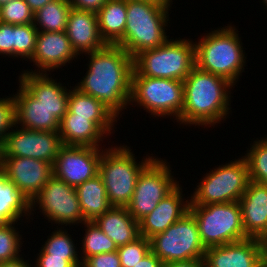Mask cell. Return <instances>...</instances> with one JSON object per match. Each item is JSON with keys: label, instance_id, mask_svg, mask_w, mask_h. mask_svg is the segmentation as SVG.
Returning <instances> with one entry per match:
<instances>
[{"label": "cell", "instance_id": "6da1fadb", "mask_svg": "<svg viewBox=\"0 0 267 267\" xmlns=\"http://www.w3.org/2000/svg\"><path fill=\"white\" fill-rule=\"evenodd\" d=\"M86 55V75L75 87L101 101L119 119L129 105L133 58L122 47L110 44Z\"/></svg>", "mask_w": 267, "mask_h": 267}, {"label": "cell", "instance_id": "7a4b0ae2", "mask_svg": "<svg viewBox=\"0 0 267 267\" xmlns=\"http://www.w3.org/2000/svg\"><path fill=\"white\" fill-rule=\"evenodd\" d=\"M223 77L195 67L184 80V106L177 122L185 126H215L227 119L231 88Z\"/></svg>", "mask_w": 267, "mask_h": 267}, {"label": "cell", "instance_id": "3957f363", "mask_svg": "<svg viewBox=\"0 0 267 267\" xmlns=\"http://www.w3.org/2000/svg\"><path fill=\"white\" fill-rule=\"evenodd\" d=\"M237 28L232 25L205 33L195 42L196 67L228 80L235 87L246 62Z\"/></svg>", "mask_w": 267, "mask_h": 267}, {"label": "cell", "instance_id": "277c9868", "mask_svg": "<svg viewBox=\"0 0 267 267\" xmlns=\"http://www.w3.org/2000/svg\"><path fill=\"white\" fill-rule=\"evenodd\" d=\"M170 9L150 1L127 0L126 28L118 46L134 58L144 50L164 44L169 39L165 27Z\"/></svg>", "mask_w": 267, "mask_h": 267}, {"label": "cell", "instance_id": "5b68a950", "mask_svg": "<svg viewBox=\"0 0 267 267\" xmlns=\"http://www.w3.org/2000/svg\"><path fill=\"white\" fill-rule=\"evenodd\" d=\"M147 156L138 163L132 149L125 144L119 147L112 145L103 150L98 174L102 177L112 206L126 207L130 203L138 175L155 158L153 155Z\"/></svg>", "mask_w": 267, "mask_h": 267}, {"label": "cell", "instance_id": "8992f818", "mask_svg": "<svg viewBox=\"0 0 267 267\" xmlns=\"http://www.w3.org/2000/svg\"><path fill=\"white\" fill-rule=\"evenodd\" d=\"M196 67L195 44L180 37L168 39L154 49H147L133 58L131 76L176 79L184 81Z\"/></svg>", "mask_w": 267, "mask_h": 267}, {"label": "cell", "instance_id": "52a82bcc", "mask_svg": "<svg viewBox=\"0 0 267 267\" xmlns=\"http://www.w3.org/2000/svg\"><path fill=\"white\" fill-rule=\"evenodd\" d=\"M200 239L205 248L221 246L248 238L242 225L239 201L207 205H190Z\"/></svg>", "mask_w": 267, "mask_h": 267}, {"label": "cell", "instance_id": "ba28073f", "mask_svg": "<svg viewBox=\"0 0 267 267\" xmlns=\"http://www.w3.org/2000/svg\"><path fill=\"white\" fill-rule=\"evenodd\" d=\"M136 104L153 117L173 116L178 121L184 106V81L131 76L129 106Z\"/></svg>", "mask_w": 267, "mask_h": 267}, {"label": "cell", "instance_id": "9c48e42d", "mask_svg": "<svg viewBox=\"0 0 267 267\" xmlns=\"http://www.w3.org/2000/svg\"><path fill=\"white\" fill-rule=\"evenodd\" d=\"M191 195L190 205L239 201L250 181L245 158L219 165L204 175Z\"/></svg>", "mask_w": 267, "mask_h": 267}, {"label": "cell", "instance_id": "30bf717a", "mask_svg": "<svg viewBox=\"0 0 267 267\" xmlns=\"http://www.w3.org/2000/svg\"><path fill=\"white\" fill-rule=\"evenodd\" d=\"M149 240L151 251L163 264L204 259L206 248L200 239L197 222L190 212Z\"/></svg>", "mask_w": 267, "mask_h": 267}, {"label": "cell", "instance_id": "8fae6325", "mask_svg": "<svg viewBox=\"0 0 267 267\" xmlns=\"http://www.w3.org/2000/svg\"><path fill=\"white\" fill-rule=\"evenodd\" d=\"M166 161L154 158L138 175L133 196L126 206L130 215L138 222L179 185Z\"/></svg>", "mask_w": 267, "mask_h": 267}, {"label": "cell", "instance_id": "7c38bea8", "mask_svg": "<svg viewBox=\"0 0 267 267\" xmlns=\"http://www.w3.org/2000/svg\"><path fill=\"white\" fill-rule=\"evenodd\" d=\"M30 205L31 215L34 214L32 211L38 208L49 222L58 226L61 224L67 227L86 221L82 215L76 187L54 176L30 201Z\"/></svg>", "mask_w": 267, "mask_h": 267}, {"label": "cell", "instance_id": "4fadbf2b", "mask_svg": "<svg viewBox=\"0 0 267 267\" xmlns=\"http://www.w3.org/2000/svg\"><path fill=\"white\" fill-rule=\"evenodd\" d=\"M14 128L0 147V157H31L53 165L63 146L59 132Z\"/></svg>", "mask_w": 267, "mask_h": 267}, {"label": "cell", "instance_id": "5bb4252c", "mask_svg": "<svg viewBox=\"0 0 267 267\" xmlns=\"http://www.w3.org/2000/svg\"><path fill=\"white\" fill-rule=\"evenodd\" d=\"M102 152L98 147L63 145L52 165L53 176L77 187L99 173Z\"/></svg>", "mask_w": 267, "mask_h": 267}, {"label": "cell", "instance_id": "9a60e30c", "mask_svg": "<svg viewBox=\"0 0 267 267\" xmlns=\"http://www.w3.org/2000/svg\"><path fill=\"white\" fill-rule=\"evenodd\" d=\"M0 168L30 201L53 176L52 164L31 157H0Z\"/></svg>", "mask_w": 267, "mask_h": 267}, {"label": "cell", "instance_id": "2e32d148", "mask_svg": "<svg viewBox=\"0 0 267 267\" xmlns=\"http://www.w3.org/2000/svg\"><path fill=\"white\" fill-rule=\"evenodd\" d=\"M267 259L263 240L246 238L240 241L206 248V267H260Z\"/></svg>", "mask_w": 267, "mask_h": 267}, {"label": "cell", "instance_id": "e0dca14e", "mask_svg": "<svg viewBox=\"0 0 267 267\" xmlns=\"http://www.w3.org/2000/svg\"><path fill=\"white\" fill-rule=\"evenodd\" d=\"M77 59L78 55L74 51L66 31L63 32H38L36 39L35 51L32 58L36 69L28 71L29 73H50L54 69L64 67L66 63H70L73 59ZM48 71V72H47Z\"/></svg>", "mask_w": 267, "mask_h": 267}, {"label": "cell", "instance_id": "ac0fdd59", "mask_svg": "<svg viewBox=\"0 0 267 267\" xmlns=\"http://www.w3.org/2000/svg\"><path fill=\"white\" fill-rule=\"evenodd\" d=\"M48 75L22 71L18 81L38 103L44 105L51 115L61 122L68 109L70 89Z\"/></svg>", "mask_w": 267, "mask_h": 267}, {"label": "cell", "instance_id": "d6986e66", "mask_svg": "<svg viewBox=\"0 0 267 267\" xmlns=\"http://www.w3.org/2000/svg\"><path fill=\"white\" fill-rule=\"evenodd\" d=\"M182 192V186L178 185L170 194L159 201L151 213L139 221L141 236L150 239L154 235L164 232L189 212L190 200L184 199Z\"/></svg>", "mask_w": 267, "mask_h": 267}, {"label": "cell", "instance_id": "ffe728a7", "mask_svg": "<svg viewBox=\"0 0 267 267\" xmlns=\"http://www.w3.org/2000/svg\"><path fill=\"white\" fill-rule=\"evenodd\" d=\"M66 33L77 55L98 51L107 45L100 36L98 16L95 12L71 7Z\"/></svg>", "mask_w": 267, "mask_h": 267}, {"label": "cell", "instance_id": "44dd1931", "mask_svg": "<svg viewBox=\"0 0 267 267\" xmlns=\"http://www.w3.org/2000/svg\"><path fill=\"white\" fill-rule=\"evenodd\" d=\"M239 203L246 236L264 240L267 237V185L250 180Z\"/></svg>", "mask_w": 267, "mask_h": 267}, {"label": "cell", "instance_id": "7402d4cb", "mask_svg": "<svg viewBox=\"0 0 267 267\" xmlns=\"http://www.w3.org/2000/svg\"><path fill=\"white\" fill-rule=\"evenodd\" d=\"M15 101L16 125L37 131L59 132L60 122L36 100L20 83Z\"/></svg>", "mask_w": 267, "mask_h": 267}, {"label": "cell", "instance_id": "603a6c76", "mask_svg": "<svg viewBox=\"0 0 267 267\" xmlns=\"http://www.w3.org/2000/svg\"><path fill=\"white\" fill-rule=\"evenodd\" d=\"M59 135L63 145L98 148H102L99 143L107 137L88 117L75 116L68 110L60 122Z\"/></svg>", "mask_w": 267, "mask_h": 267}, {"label": "cell", "instance_id": "cb8c5ba5", "mask_svg": "<svg viewBox=\"0 0 267 267\" xmlns=\"http://www.w3.org/2000/svg\"><path fill=\"white\" fill-rule=\"evenodd\" d=\"M94 222L117 247L133 242L141 236L139 222L130 215L127 207L112 206Z\"/></svg>", "mask_w": 267, "mask_h": 267}, {"label": "cell", "instance_id": "d4e9b609", "mask_svg": "<svg viewBox=\"0 0 267 267\" xmlns=\"http://www.w3.org/2000/svg\"><path fill=\"white\" fill-rule=\"evenodd\" d=\"M70 93L68 98V111L75 116L88 117L93 121L105 134L109 136L115 131L117 117L98 99L82 93L75 86L69 87ZM113 130V131H112Z\"/></svg>", "mask_w": 267, "mask_h": 267}, {"label": "cell", "instance_id": "484cf974", "mask_svg": "<svg viewBox=\"0 0 267 267\" xmlns=\"http://www.w3.org/2000/svg\"><path fill=\"white\" fill-rule=\"evenodd\" d=\"M97 16L101 38L106 44L118 45L126 28L127 0H108Z\"/></svg>", "mask_w": 267, "mask_h": 267}, {"label": "cell", "instance_id": "4316f807", "mask_svg": "<svg viewBox=\"0 0 267 267\" xmlns=\"http://www.w3.org/2000/svg\"><path fill=\"white\" fill-rule=\"evenodd\" d=\"M30 206V200L17 189L13 182L8 180L0 168V226L9 222H18L25 216L29 219Z\"/></svg>", "mask_w": 267, "mask_h": 267}, {"label": "cell", "instance_id": "83f0119b", "mask_svg": "<svg viewBox=\"0 0 267 267\" xmlns=\"http://www.w3.org/2000/svg\"><path fill=\"white\" fill-rule=\"evenodd\" d=\"M76 191L82 215L86 221H94L112 207L102 177L99 174L78 185Z\"/></svg>", "mask_w": 267, "mask_h": 267}, {"label": "cell", "instance_id": "f1b7e54d", "mask_svg": "<svg viewBox=\"0 0 267 267\" xmlns=\"http://www.w3.org/2000/svg\"><path fill=\"white\" fill-rule=\"evenodd\" d=\"M70 9L67 0H53L34 13L33 24L39 32L66 31Z\"/></svg>", "mask_w": 267, "mask_h": 267}, {"label": "cell", "instance_id": "f546056e", "mask_svg": "<svg viewBox=\"0 0 267 267\" xmlns=\"http://www.w3.org/2000/svg\"><path fill=\"white\" fill-rule=\"evenodd\" d=\"M83 225H85V234L80 243L82 244L80 247L82 252L79 253L81 261L93 255L117 251L118 247L115 242L94 221H85Z\"/></svg>", "mask_w": 267, "mask_h": 267}, {"label": "cell", "instance_id": "4dcf8cb0", "mask_svg": "<svg viewBox=\"0 0 267 267\" xmlns=\"http://www.w3.org/2000/svg\"><path fill=\"white\" fill-rule=\"evenodd\" d=\"M252 144L243 156L248 165L249 179L267 185V140L257 138Z\"/></svg>", "mask_w": 267, "mask_h": 267}, {"label": "cell", "instance_id": "1f68e13d", "mask_svg": "<svg viewBox=\"0 0 267 267\" xmlns=\"http://www.w3.org/2000/svg\"><path fill=\"white\" fill-rule=\"evenodd\" d=\"M55 229L57 230H54L42 245L39 254H50V257H80L78 254L81 251L76 249V244L68 231L62 226Z\"/></svg>", "mask_w": 267, "mask_h": 267}, {"label": "cell", "instance_id": "d6a6232c", "mask_svg": "<svg viewBox=\"0 0 267 267\" xmlns=\"http://www.w3.org/2000/svg\"><path fill=\"white\" fill-rule=\"evenodd\" d=\"M17 222L0 226V263L13 261L21 257L22 235L15 227Z\"/></svg>", "mask_w": 267, "mask_h": 267}, {"label": "cell", "instance_id": "836d02e7", "mask_svg": "<svg viewBox=\"0 0 267 267\" xmlns=\"http://www.w3.org/2000/svg\"><path fill=\"white\" fill-rule=\"evenodd\" d=\"M38 30L33 23L14 25V57L30 60L34 54Z\"/></svg>", "mask_w": 267, "mask_h": 267}, {"label": "cell", "instance_id": "e575fe53", "mask_svg": "<svg viewBox=\"0 0 267 267\" xmlns=\"http://www.w3.org/2000/svg\"><path fill=\"white\" fill-rule=\"evenodd\" d=\"M0 22L12 25L34 23V12L24 0H12L0 7Z\"/></svg>", "mask_w": 267, "mask_h": 267}, {"label": "cell", "instance_id": "d590c367", "mask_svg": "<svg viewBox=\"0 0 267 267\" xmlns=\"http://www.w3.org/2000/svg\"><path fill=\"white\" fill-rule=\"evenodd\" d=\"M151 251L150 240L140 236L135 241L118 247L121 267H134Z\"/></svg>", "mask_w": 267, "mask_h": 267}, {"label": "cell", "instance_id": "8d00e7d4", "mask_svg": "<svg viewBox=\"0 0 267 267\" xmlns=\"http://www.w3.org/2000/svg\"><path fill=\"white\" fill-rule=\"evenodd\" d=\"M16 125L15 101L10 96L0 98V147ZM11 129V130H10Z\"/></svg>", "mask_w": 267, "mask_h": 267}, {"label": "cell", "instance_id": "74e56055", "mask_svg": "<svg viewBox=\"0 0 267 267\" xmlns=\"http://www.w3.org/2000/svg\"><path fill=\"white\" fill-rule=\"evenodd\" d=\"M34 267H81L80 257H50V254H38Z\"/></svg>", "mask_w": 267, "mask_h": 267}, {"label": "cell", "instance_id": "f35d334b", "mask_svg": "<svg viewBox=\"0 0 267 267\" xmlns=\"http://www.w3.org/2000/svg\"><path fill=\"white\" fill-rule=\"evenodd\" d=\"M81 267H121V262L118 252L114 251L86 257Z\"/></svg>", "mask_w": 267, "mask_h": 267}, {"label": "cell", "instance_id": "ab89813d", "mask_svg": "<svg viewBox=\"0 0 267 267\" xmlns=\"http://www.w3.org/2000/svg\"><path fill=\"white\" fill-rule=\"evenodd\" d=\"M0 55L14 58V25L0 22Z\"/></svg>", "mask_w": 267, "mask_h": 267}, {"label": "cell", "instance_id": "60d3db41", "mask_svg": "<svg viewBox=\"0 0 267 267\" xmlns=\"http://www.w3.org/2000/svg\"><path fill=\"white\" fill-rule=\"evenodd\" d=\"M72 8L97 13L108 0H67Z\"/></svg>", "mask_w": 267, "mask_h": 267}, {"label": "cell", "instance_id": "b9f144b4", "mask_svg": "<svg viewBox=\"0 0 267 267\" xmlns=\"http://www.w3.org/2000/svg\"><path fill=\"white\" fill-rule=\"evenodd\" d=\"M163 262L150 251L142 260L134 265V267H163Z\"/></svg>", "mask_w": 267, "mask_h": 267}, {"label": "cell", "instance_id": "7bdbcfd3", "mask_svg": "<svg viewBox=\"0 0 267 267\" xmlns=\"http://www.w3.org/2000/svg\"><path fill=\"white\" fill-rule=\"evenodd\" d=\"M163 267H206L204 260L176 261L164 264Z\"/></svg>", "mask_w": 267, "mask_h": 267}, {"label": "cell", "instance_id": "ee69618b", "mask_svg": "<svg viewBox=\"0 0 267 267\" xmlns=\"http://www.w3.org/2000/svg\"><path fill=\"white\" fill-rule=\"evenodd\" d=\"M31 263H28V260H24L22 257L8 262L0 263V267H31ZM33 267V266H32Z\"/></svg>", "mask_w": 267, "mask_h": 267}, {"label": "cell", "instance_id": "f6af8a7d", "mask_svg": "<svg viewBox=\"0 0 267 267\" xmlns=\"http://www.w3.org/2000/svg\"><path fill=\"white\" fill-rule=\"evenodd\" d=\"M35 13L38 9L42 8L45 4L53 0H24Z\"/></svg>", "mask_w": 267, "mask_h": 267}, {"label": "cell", "instance_id": "bcb514c9", "mask_svg": "<svg viewBox=\"0 0 267 267\" xmlns=\"http://www.w3.org/2000/svg\"><path fill=\"white\" fill-rule=\"evenodd\" d=\"M143 1H150L153 3H156L161 6L171 7L172 6V0H143Z\"/></svg>", "mask_w": 267, "mask_h": 267}, {"label": "cell", "instance_id": "7dc6e473", "mask_svg": "<svg viewBox=\"0 0 267 267\" xmlns=\"http://www.w3.org/2000/svg\"><path fill=\"white\" fill-rule=\"evenodd\" d=\"M10 1H12V0H0V7H1L2 5H4V4L9 3Z\"/></svg>", "mask_w": 267, "mask_h": 267}, {"label": "cell", "instance_id": "c3c4849f", "mask_svg": "<svg viewBox=\"0 0 267 267\" xmlns=\"http://www.w3.org/2000/svg\"><path fill=\"white\" fill-rule=\"evenodd\" d=\"M263 243L265 245V249H266V252H267V237L263 240Z\"/></svg>", "mask_w": 267, "mask_h": 267}, {"label": "cell", "instance_id": "681fc988", "mask_svg": "<svg viewBox=\"0 0 267 267\" xmlns=\"http://www.w3.org/2000/svg\"><path fill=\"white\" fill-rule=\"evenodd\" d=\"M260 267H267V259L264 261V263Z\"/></svg>", "mask_w": 267, "mask_h": 267}, {"label": "cell", "instance_id": "f907efd6", "mask_svg": "<svg viewBox=\"0 0 267 267\" xmlns=\"http://www.w3.org/2000/svg\"><path fill=\"white\" fill-rule=\"evenodd\" d=\"M262 2L265 4L266 9H267V0H263Z\"/></svg>", "mask_w": 267, "mask_h": 267}]
</instances>
